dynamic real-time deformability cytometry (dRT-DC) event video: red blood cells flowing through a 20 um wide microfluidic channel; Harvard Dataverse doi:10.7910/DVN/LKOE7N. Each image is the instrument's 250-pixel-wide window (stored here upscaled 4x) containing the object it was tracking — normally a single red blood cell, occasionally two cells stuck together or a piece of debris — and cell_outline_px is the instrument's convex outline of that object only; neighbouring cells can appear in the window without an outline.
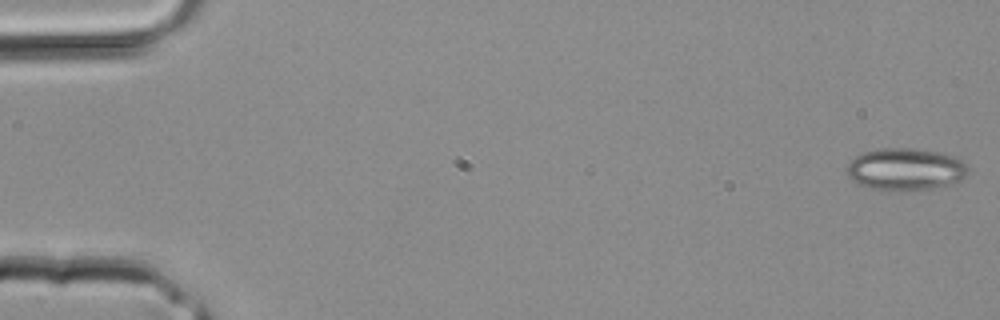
{"species": "common noctule bat (a hibernating species)", "species_latin": "Nyctalus noctula", "temperature_condition": "room temperature", "stored_images_in_passage": 3, "camera_frame_rate_fps": 3000, "um_per_image_px": 0.085, "animal": {"sex": "male", "body_mass_g": 20.4}, "frame": {"image": 1, "passage_image": 1, "time_ms": 0.0, "image_size_px": [1000, 320], "cell_outline_px": [[968, 172], [960, 180], [948, 184], [932, 188], [904, 192], [896, 192], [868, 188], [852, 180], [844, 172], [844, 168], [856, 156], [864, 152], [880, 148], [916, 148], [936, 152], [952, 156], [960, 160], [968, 168]], "centroid_in_image_um": [76.89, 14.41], "position_along_channel_um": 8.1, "area_um2": 30.0}}